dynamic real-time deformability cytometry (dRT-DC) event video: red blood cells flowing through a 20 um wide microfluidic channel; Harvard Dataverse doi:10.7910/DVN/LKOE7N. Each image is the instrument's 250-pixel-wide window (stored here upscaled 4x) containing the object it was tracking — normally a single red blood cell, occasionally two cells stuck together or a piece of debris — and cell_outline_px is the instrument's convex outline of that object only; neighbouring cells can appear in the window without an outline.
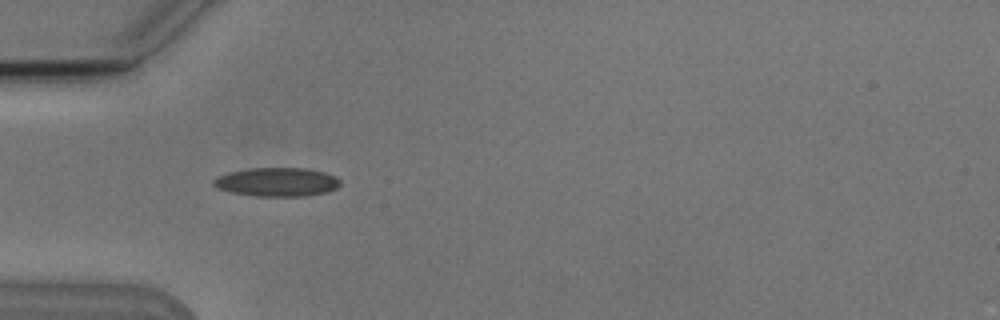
{"species": "Egyptian fruit bat (a non-hibernating species)", "species_latin": "Rousettus aegyptiacus", "temperature_condition": "cold", "stored_images_in_passage": 7, "camera_frame_rate_fps": 3000, "um_per_image_px": 0.085, "animal": {"sex": "male"}, "frame": {"image": 1, "passage_image": 4, "time_ms": 4.333, "image_size_px": [1000, 320], "cell_outline_px": [[340, 184], [336, 188], [328, 192], [304, 196], [256, 196], [232, 192], [216, 188], [212, 184], [212, 180], [228, 172], [248, 168], [304, 168], [324, 172], [336, 176], [340, 180]], "centroid_in_image_um": [23.54, 15.47], "position_along_channel_um": 61.5, "area_um2": 21.27}}
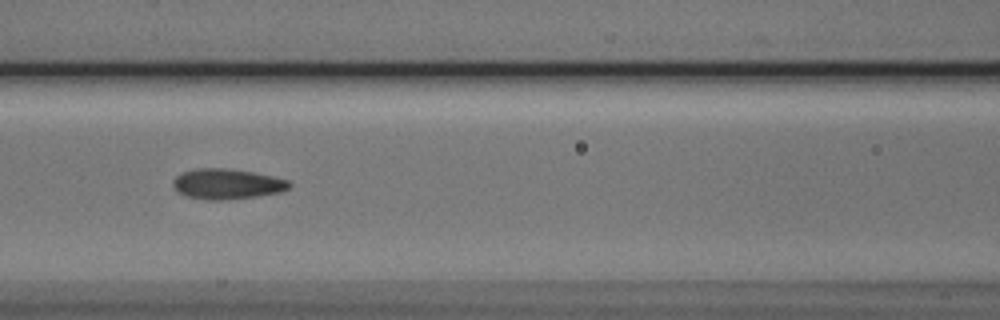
{"frame": {"image": 2, "passage_image": 6, "time_ms": 6.667, "image_size_px": [1000, 320], "cell_outline_px": [[292, 184], [288, 188], [280, 192], [256, 196], [224, 200], [204, 200], [184, 196], [176, 192], [172, 184], [172, 180], [176, 176], [184, 172], [200, 168], [224, 168], [252, 172], [272, 176], [288, 180]], "centroid_in_image_um": [19.25, 15.65], "position_along_channel_um": 147.4, "area_um2": 20.58}}
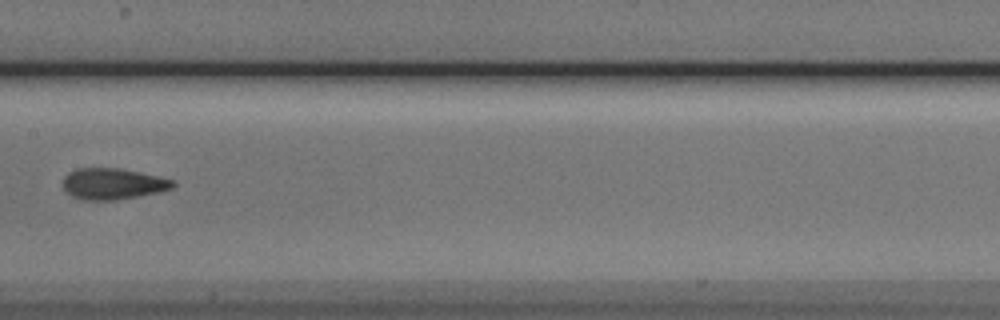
{"frame": {"image": 3, "passage_image": 7, "time_ms": 8.0, "image_size_px": [1000, 320], "cell_outline_px": [[176, 184], [172, 188], [160, 192], [116, 200], [84, 200], [72, 196], [64, 188], [64, 176], [68, 172], [76, 168], [116, 168], [156, 176], [172, 180]], "centroid_in_image_um": [9.57, 15.63], "position_along_channel_um": 197.8, "area_um2": 19.71}}